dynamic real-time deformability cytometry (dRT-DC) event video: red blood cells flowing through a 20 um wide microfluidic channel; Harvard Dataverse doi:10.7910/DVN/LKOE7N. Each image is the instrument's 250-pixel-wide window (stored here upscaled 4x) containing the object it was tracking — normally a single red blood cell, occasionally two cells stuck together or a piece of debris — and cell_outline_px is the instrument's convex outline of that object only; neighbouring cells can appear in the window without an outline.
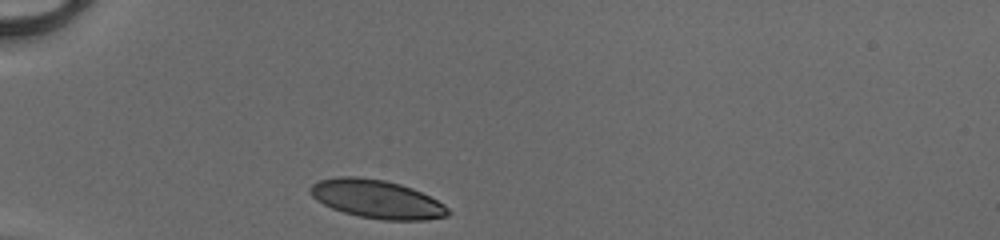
{"species": "human", "species_latin": "Homo sapiens", "temperature_condition": "cold", "stored_images_in_passage": 28, "camera_frame_rate_fps": 3000, "um_per_image_px": 0.085, "donor": {"sex": "male"}, "frame": {"image": 1, "passage_image": 1, "time_ms": 0.0, "image_size_px": [1000, 240], "cell_outline_px": [[452, 212], [448, 216], [424, 220], [380, 220], [360, 216], [344, 212], [332, 208], [316, 200], [308, 192], [308, 188], [312, 184], [320, 180], [340, 176], [356, 176], [384, 180], [400, 184], [412, 188], [444, 204]], "centroid_in_image_um": [32.02, 16.92], "position_along_channel_um": 53.0, "area_um2": 30.81}}
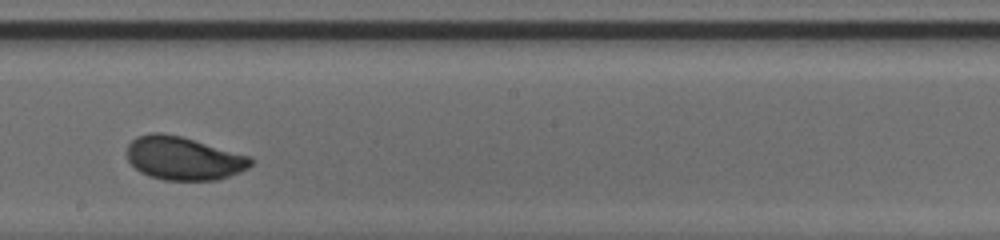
{"frame": {"image": 2, "passage_image": 16, "time_ms": 5.0, "image_size_px": [1000, 240], "cell_outline_px": [[252, 164], [248, 168], [240, 172], [216, 180], [164, 180], [148, 176], [140, 172], [128, 160], [128, 144], [136, 136], [152, 132], [160, 132], [180, 136], [252, 156]], "centroid_in_image_um": [15.61, 13.45], "position_along_channel_um": 232.6, "area_um2": 31.27}}
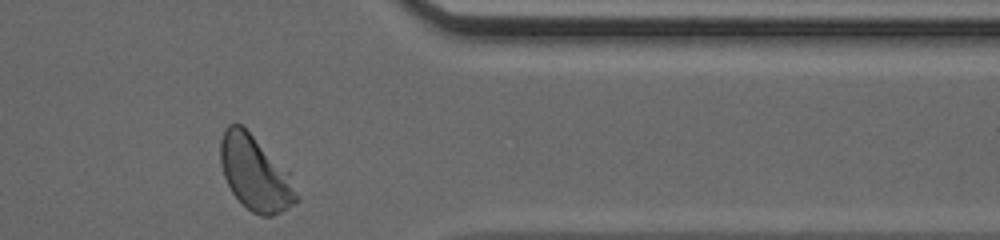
{"frame": {"image": 3, "passage_image": 28, "time_ms": 9.0, "image_size_px": [1000, 240], "cell_outline_px": [[300, 200], [280, 212], [272, 216], [260, 216], [252, 212], [232, 192], [224, 176], [220, 164], [220, 140], [224, 128], [228, 124], [240, 124], [288, 172], [300, 196]], "centroid_in_image_um": [21.68, 14.75], "position_along_channel_um": 389.7, "area_um2": 32.43}, "authors_computed_cell_mechanics": {"area_um2": 31.2698, "velocity_mm_per_s": 4.1227, "shape_relaxation_time_tau1_ms": 2.5991, "shape_relaxation_time_tau2_ms": null, "deformation_change_tau1": 0.1338, "deformation_change_tau2": null}}